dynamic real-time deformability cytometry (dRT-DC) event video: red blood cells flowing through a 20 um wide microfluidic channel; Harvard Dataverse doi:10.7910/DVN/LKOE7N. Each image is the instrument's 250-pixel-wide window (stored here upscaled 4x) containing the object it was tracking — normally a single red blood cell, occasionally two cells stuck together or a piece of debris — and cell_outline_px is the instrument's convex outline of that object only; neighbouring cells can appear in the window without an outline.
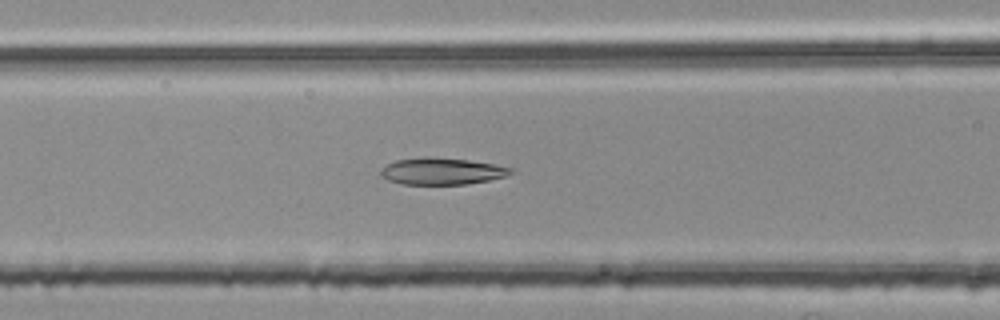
{"species": "common noctule bat (a hibernating species)", "species_latin": "Nyctalus noctula", "temperature_condition": "room temperature", "stored_images_in_passage": 46, "camera_frame_rate_fps": 3000, "um_per_image_px": 0.085, "animal": {"sex": "female", "body_mass_g": 25.1}, "frame": {"image": 1, "passage_image": 14, "time_ms": 4.333, "image_size_px": [1000, 320], "cell_outline_px": [[512, 172], [504, 176], [488, 180], [464, 184], [404, 184], [388, 180], [380, 176], [380, 168], [396, 160], [424, 156], [428, 156], [468, 160], [492, 164], [512, 168]], "centroid_in_image_um": [37.48, 14.54], "position_along_channel_um": 129.1, "area_um2": 20.11}}
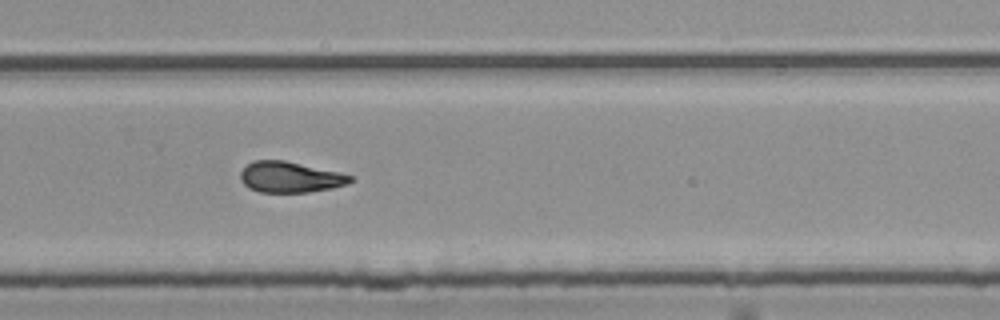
{"frame": {"image": 2, "passage_image": 28, "time_ms": 9.0, "image_size_px": [1000, 320], "cell_outline_px": [[356, 180], [348, 184], [332, 188], [308, 192], [260, 192], [248, 188], [240, 180], [240, 172], [248, 164], [256, 160], [284, 160], [340, 172], [356, 176]], "centroid_in_image_um": [24.71, 15.06], "position_along_channel_um": 305.1, "area_um2": 19.94}}
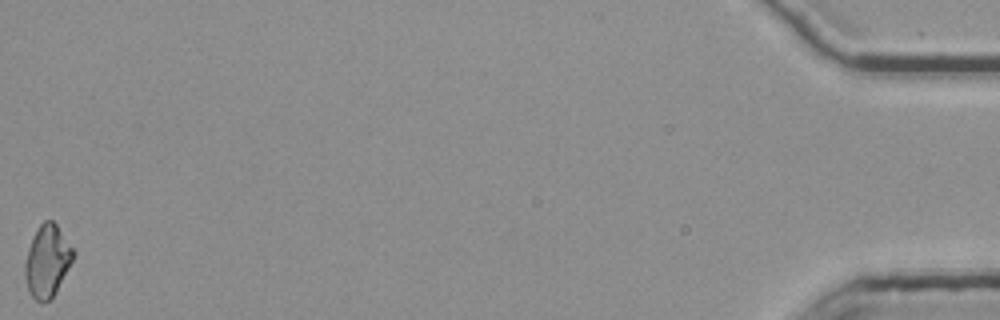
{"frame": {"image": 3, "passage_image": 46, "time_ms": 15.0, "image_size_px": [1000, 320], "cell_outline_px": [[76, 252], [56, 292], [44, 304], [36, 300], [32, 296], [28, 288], [24, 276], [24, 264], [28, 248], [32, 236], [40, 224], [44, 220], [52, 220], [56, 224]], "centroid_in_image_um": [4.0, 22.17], "position_along_channel_um": 431.2, "area_um2": 20.17}, "authors_computed_cell_mechanics": {"area_um2": 20.1722, "velocity_mm_per_s": 3.7848, "shape_relaxation_time_tau1_ms": null, "shape_relaxation_time_tau2_ms": 2.9816, "deformation_change_tau1": null, "deformation_change_tau2": 0.0911}}